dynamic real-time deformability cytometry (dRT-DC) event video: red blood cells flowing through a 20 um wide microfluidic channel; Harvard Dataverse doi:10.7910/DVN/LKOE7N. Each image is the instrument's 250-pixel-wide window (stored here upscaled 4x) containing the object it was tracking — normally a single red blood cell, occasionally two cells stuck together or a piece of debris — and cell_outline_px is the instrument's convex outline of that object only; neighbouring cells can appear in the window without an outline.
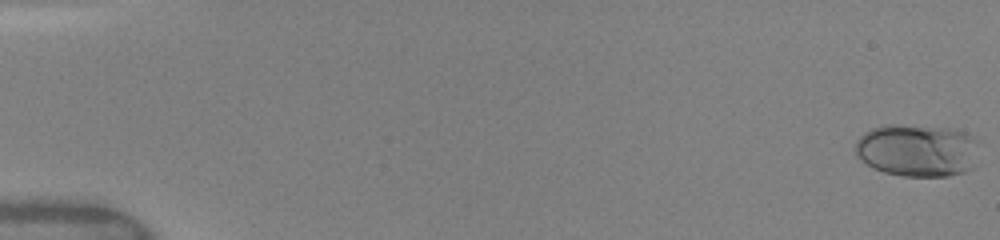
{"species": "human", "species_latin": "Homo sapiens", "temperature_condition": "warm", "stored_images_in_passage": 20, "camera_frame_rate_fps": 3000, "um_per_image_px": 0.085, "donor": {"sex": "female"}, "frame": {"image": 1, "passage_image": 1, "time_ms": 0.0, "image_size_px": [1000, 240], "cell_outline_px": [[980, 144], [972, 168], [964, 172], [948, 176], [904, 176], [884, 172], [860, 160], [856, 156], [856, 140], [864, 132], [872, 128], [884, 124], [896, 124], [948, 128], [968, 132], [976, 136]], "centroid_in_image_um": [78.01, 12.76], "position_along_channel_um": 7.0, "area_um2": 38.44}}
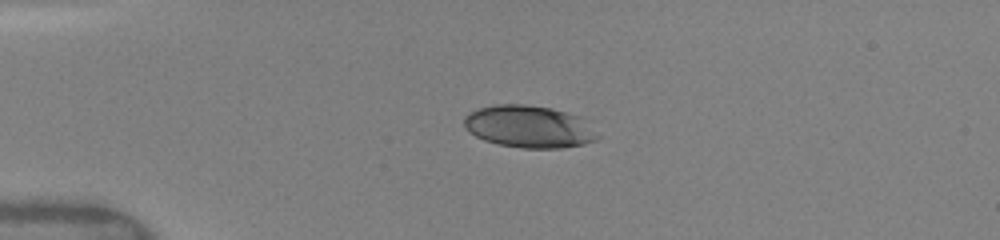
{"frame": {"image": 2, "passage_image": 18, "time_ms": 4.0, "image_size_px": [1000, 240], "cell_outline_px": [[600, 136], [596, 140], [584, 144], [560, 148], [520, 148], [500, 144], [484, 140], [468, 132], [464, 128], [464, 116], [468, 112], [480, 108], [496, 104], [524, 104], [552, 108], [576, 116]], "centroid_in_image_um": [44.89, 10.77], "position_along_channel_um": 40.1, "area_um2": 32.54}}